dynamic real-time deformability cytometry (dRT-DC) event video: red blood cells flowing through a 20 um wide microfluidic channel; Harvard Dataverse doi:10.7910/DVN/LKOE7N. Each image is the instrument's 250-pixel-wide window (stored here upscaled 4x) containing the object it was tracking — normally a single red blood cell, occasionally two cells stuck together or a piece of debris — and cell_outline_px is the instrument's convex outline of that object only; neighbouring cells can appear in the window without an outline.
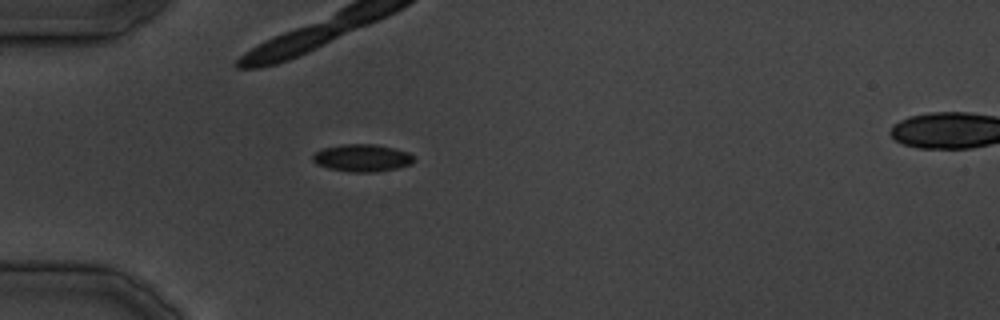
{"species": "common noctule bat (a hibernating species)", "species_latin": "Nyctalus noctula", "temperature_condition": "cold", "stored_images_in_passage": 37, "camera_frame_rate_fps": 3000, "um_per_image_px": 0.085, "animal": {"sex": "male", "body_mass_g": 19.5, "forearm_length_mm": 54.6}, "frame": {"image": 1, "passage_image": 11, "time_ms": 12.333, "image_size_px": [1000, 320], "cell_outline_px": [[416, 160], [412, 164], [396, 168], [372, 172], [348, 172], [328, 168], [316, 164], [312, 160], [312, 156], [316, 152], [324, 148], [340, 144], [376, 144], [408, 152], [416, 156]], "centroid_in_image_um": [30.8, 13.42], "position_along_channel_um": 54.2, "area_um2": 16.24}}
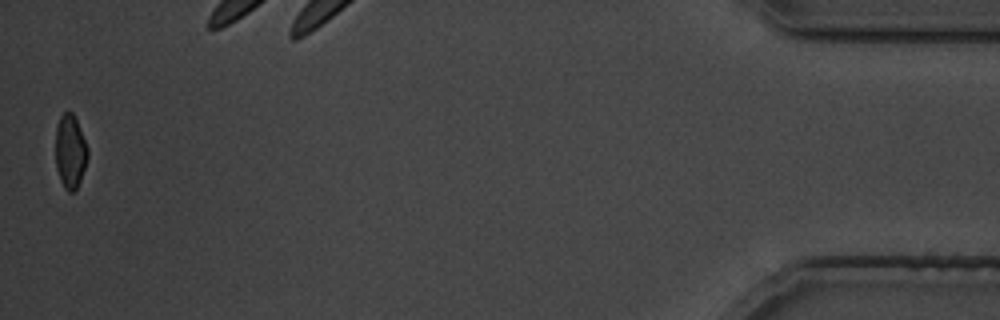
{"frame": {"image": 2, "passage_image": 37, "time_ms": 44.0, "image_size_px": [1000, 320], "cell_outline_px": [[88, 156], [76, 192], [68, 192], [64, 188], [60, 180], [56, 168], [56, 128], [60, 116], [64, 112], [72, 112], [76, 120], [88, 148]], "centroid_in_image_um": [5.96, 12.91], "position_along_channel_um": 429.2, "area_um2": 13.76}}